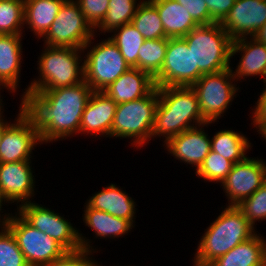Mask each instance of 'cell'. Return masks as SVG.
I'll return each mask as SVG.
<instances>
[{
  "label": "cell",
  "mask_w": 266,
  "mask_h": 266,
  "mask_svg": "<svg viewBox=\"0 0 266 266\" xmlns=\"http://www.w3.org/2000/svg\"><path fill=\"white\" fill-rule=\"evenodd\" d=\"M87 19L95 29L106 16L109 0H75Z\"/></svg>",
  "instance_id": "37"
},
{
  "label": "cell",
  "mask_w": 266,
  "mask_h": 266,
  "mask_svg": "<svg viewBox=\"0 0 266 266\" xmlns=\"http://www.w3.org/2000/svg\"><path fill=\"white\" fill-rule=\"evenodd\" d=\"M266 182V161L262 157H249L233 164L227 177L220 184L228 204L236 206L250 197Z\"/></svg>",
  "instance_id": "13"
},
{
  "label": "cell",
  "mask_w": 266,
  "mask_h": 266,
  "mask_svg": "<svg viewBox=\"0 0 266 266\" xmlns=\"http://www.w3.org/2000/svg\"><path fill=\"white\" fill-rule=\"evenodd\" d=\"M263 83L266 84V71H265V76H264V79H263Z\"/></svg>",
  "instance_id": "48"
},
{
  "label": "cell",
  "mask_w": 266,
  "mask_h": 266,
  "mask_svg": "<svg viewBox=\"0 0 266 266\" xmlns=\"http://www.w3.org/2000/svg\"><path fill=\"white\" fill-rule=\"evenodd\" d=\"M212 124L216 123H205L187 129L170 138L162 147L165 146L167 155L173 156L180 163L190 165L196 171L211 150V137L205 129Z\"/></svg>",
  "instance_id": "16"
},
{
  "label": "cell",
  "mask_w": 266,
  "mask_h": 266,
  "mask_svg": "<svg viewBox=\"0 0 266 266\" xmlns=\"http://www.w3.org/2000/svg\"><path fill=\"white\" fill-rule=\"evenodd\" d=\"M4 111L0 112V142L4 131L13 123L11 120L6 119Z\"/></svg>",
  "instance_id": "42"
},
{
  "label": "cell",
  "mask_w": 266,
  "mask_h": 266,
  "mask_svg": "<svg viewBox=\"0 0 266 266\" xmlns=\"http://www.w3.org/2000/svg\"><path fill=\"white\" fill-rule=\"evenodd\" d=\"M193 53V84L203 75L226 70L233 39L220 23L198 25L183 37Z\"/></svg>",
  "instance_id": "5"
},
{
  "label": "cell",
  "mask_w": 266,
  "mask_h": 266,
  "mask_svg": "<svg viewBox=\"0 0 266 266\" xmlns=\"http://www.w3.org/2000/svg\"><path fill=\"white\" fill-rule=\"evenodd\" d=\"M16 211L34 228L46 233L58 242L67 252L82 249L79 242V228L71 223L64 214L35 200L22 204Z\"/></svg>",
  "instance_id": "11"
},
{
  "label": "cell",
  "mask_w": 266,
  "mask_h": 266,
  "mask_svg": "<svg viewBox=\"0 0 266 266\" xmlns=\"http://www.w3.org/2000/svg\"><path fill=\"white\" fill-rule=\"evenodd\" d=\"M158 95L153 141L159 138L165 144L187 129L207 123L201 116L197 95L191 87H161L158 88Z\"/></svg>",
  "instance_id": "2"
},
{
  "label": "cell",
  "mask_w": 266,
  "mask_h": 266,
  "mask_svg": "<svg viewBox=\"0 0 266 266\" xmlns=\"http://www.w3.org/2000/svg\"><path fill=\"white\" fill-rule=\"evenodd\" d=\"M97 37L95 34L82 48L84 81L93 91H103L130 67L108 36L95 43Z\"/></svg>",
  "instance_id": "7"
},
{
  "label": "cell",
  "mask_w": 266,
  "mask_h": 266,
  "mask_svg": "<svg viewBox=\"0 0 266 266\" xmlns=\"http://www.w3.org/2000/svg\"><path fill=\"white\" fill-rule=\"evenodd\" d=\"M191 88L197 95L201 116L207 123H218L241 92L230 68L203 74Z\"/></svg>",
  "instance_id": "8"
},
{
  "label": "cell",
  "mask_w": 266,
  "mask_h": 266,
  "mask_svg": "<svg viewBox=\"0 0 266 266\" xmlns=\"http://www.w3.org/2000/svg\"><path fill=\"white\" fill-rule=\"evenodd\" d=\"M32 162L0 163V192L8 204H16L15 210L35 198L37 181Z\"/></svg>",
  "instance_id": "15"
},
{
  "label": "cell",
  "mask_w": 266,
  "mask_h": 266,
  "mask_svg": "<svg viewBox=\"0 0 266 266\" xmlns=\"http://www.w3.org/2000/svg\"><path fill=\"white\" fill-rule=\"evenodd\" d=\"M258 231L217 258L212 266H266V238Z\"/></svg>",
  "instance_id": "24"
},
{
  "label": "cell",
  "mask_w": 266,
  "mask_h": 266,
  "mask_svg": "<svg viewBox=\"0 0 266 266\" xmlns=\"http://www.w3.org/2000/svg\"><path fill=\"white\" fill-rule=\"evenodd\" d=\"M66 0H24V36L25 30L31 31L35 39L41 38L50 29L59 9ZM26 27V28H25Z\"/></svg>",
  "instance_id": "25"
},
{
  "label": "cell",
  "mask_w": 266,
  "mask_h": 266,
  "mask_svg": "<svg viewBox=\"0 0 266 266\" xmlns=\"http://www.w3.org/2000/svg\"><path fill=\"white\" fill-rule=\"evenodd\" d=\"M259 137L266 142V130L261 135H259Z\"/></svg>",
  "instance_id": "45"
},
{
  "label": "cell",
  "mask_w": 266,
  "mask_h": 266,
  "mask_svg": "<svg viewBox=\"0 0 266 266\" xmlns=\"http://www.w3.org/2000/svg\"><path fill=\"white\" fill-rule=\"evenodd\" d=\"M261 90L262 92L258 94V99L255 101L248 114L249 118L251 116V127H254L258 135H261L266 130V84Z\"/></svg>",
  "instance_id": "38"
},
{
  "label": "cell",
  "mask_w": 266,
  "mask_h": 266,
  "mask_svg": "<svg viewBox=\"0 0 266 266\" xmlns=\"http://www.w3.org/2000/svg\"><path fill=\"white\" fill-rule=\"evenodd\" d=\"M83 207L84 210L81 220H83V224H85L87 228L89 227V229L93 231L92 233L94 238L89 239V237H86L83 232L78 230L79 242L82 249H86L98 254V252L100 253V250L102 249L98 248L97 246L94 248V239H119L120 237L122 238L127 236L133 231V229H135V227L128 220L117 218L104 211L90 208L86 203H84Z\"/></svg>",
  "instance_id": "17"
},
{
  "label": "cell",
  "mask_w": 266,
  "mask_h": 266,
  "mask_svg": "<svg viewBox=\"0 0 266 266\" xmlns=\"http://www.w3.org/2000/svg\"><path fill=\"white\" fill-rule=\"evenodd\" d=\"M95 35V29L83 15L75 0H66L41 38L43 45L82 49Z\"/></svg>",
  "instance_id": "9"
},
{
  "label": "cell",
  "mask_w": 266,
  "mask_h": 266,
  "mask_svg": "<svg viewBox=\"0 0 266 266\" xmlns=\"http://www.w3.org/2000/svg\"><path fill=\"white\" fill-rule=\"evenodd\" d=\"M253 37L264 44H266V22L265 24L253 35Z\"/></svg>",
  "instance_id": "43"
},
{
  "label": "cell",
  "mask_w": 266,
  "mask_h": 266,
  "mask_svg": "<svg viewBox=\"0 0 266 266\" xmlns=\"http://www.w3.org/2000/svg\"><path fill=\"white\" fill-rule=\"evenodd\" d=\"M24 0H0V35H24Z\"/></svg>",
  "instance_id": "32"
},
{
  "label": "cell",
  "mask_w": 266,
  "mask_h": 266,
  "mask_svg": "<svg viewBox=\"0 0 266 266\" xmlns=\"http://www.w3.org/2000/svg\"><path fill=\"white\" fill-rule=\"evenodd\" d=\"M1 90H2V88L0 87V103H4V101H3V99L5 98V97H3L2 95H1Z\"/></svg>",
  "instance_id": "47"
},
{
  "label": "cell",
  "mask_w": 266,
  "mask_h": 266,
  "mask_svg": "<svg viewBox=\"0 0 266 266\" xmlns=\"http://www.w3.org/2000/svg\"><path fill=\"white\" fill-rule=\"evenodd\" d=\"M167 46L168 38L145 40L138 53V69L154 78L161 71Z\"/></svg>",
  "instance_id": "31"
},
{
  "label": "cell",
  "mask_w": 266,
  "mask_h": 266,
  "mask_svg": "<svg viewBox=\"0 0 266 266\" xmlns=\"http://www.w3.org/2000/svg\"><path fill=\"white\" fill-rule=\"evenodd\" d=\"M24 35H0V87L13 96L19 91Z\"/></svg>",
  "instance_id": "21"
},
{
  "label": "cell",
  "mask_w": 266,
  "mask_h": 266,
  "mask_svg": "<svg viewBox=\"0 0 266 266\" xmlns=\"http://www.w3.org/2000/svg\"><path fill=\"white\" fill-rule=\"evenodd\" d=\"M192 264H193V266H212L211 264H200V263L195 262V261Z\"/></svg>",
  "instance_id": "44"
},
{
  "label": "cell",
  "mask_w": 266,
  "mask_h": 266,
  "mask_svg": "<svg viewBox=\"0 0 266 266\" xmlns=\"http://www.w3.org/2000/svg\"><path fill=\"white\" fill-rule=\"evenodd\" d=\"M212 23H221L229 13L235 0H205Z\"/></svg>",
  "instance_id": "40"
},
{
  "label": "cell",
  "mask_w": 266,
  "mask_h": 266,
  "mask_svg": "<svg viewBox=\"0 0 266 266\" xmlns=\"http://www.w3.org/2000/svg\"><path fill=\"white\" fill-rule=\"evenodd\" d=\"M18 106V114L0 142V163L33 161L34 149L43 145L34 120L25 112L21 101Z\"/></svg>",
  "instance_id": "12"
},
{
  "label": "cell",
  "mask_w": 266,
  "mask_h": 266,
  "mask_svg": "<svg viewBox=\"0 0 266 266\" xmlns=\"http://www.w3.org/2000/svg\"><path fill=\"white\" fill-rule=\"evenodd\" d=\"M13 212L6 227L14 236L29 266L50 263L67 252L53 238L30 225L16 210Z\"/></svg>",
  "instance_id": "10"
},
{
  "label": "cell",
  "mask_w": 266,
  "mask_h": 266,
  "mask_svg": "<svg viewBox=\"0 0 266 266\" xmlns=\"http://www.w3.org/2000/svg\"><path fill=\"white\" fill-rule=\"evenodd\" d=\"M266 22V0H235L220 23L233 39L253 37Z\"/></svg>",
  "instance_id": "18"
},
{
  "label": "cell",
  "mask_w": 266,
  "mask_h": 266,
  "mask_svg": "<svg viewBox=\"0 0 266 266\" xmlns=\"http://www.w3.org/2000/svg\"><path fill=\"white\" fill-rule=\"evenodd\" d=\"M93 90L85 82L27 94L25 112L34 120L43 144L79 136L82 114Z\"/></svg>",
  "instance_id": "1"
},
{
  "label": "cell",
  "mask_w": 266,
  "mask_h": 266,
  "mask_svg": "<svg viewBox=\"0 0 266 266\" xmlns=\"http://www.w3.org/2000/svg\"><path fill=\"white\" fill-rule=\"evenodd\" d=\"M5 103H0V112L2 111H6L5 108H4V105Z\"/></svg>",
  "instance_id": "46"
},
{
  "label": "cell",
  "mask_w": 266,
  "mask_h": 266,
  "mask_svg": "<svg viewBox=\"0 0 266 266\" xmlns=\"http://www.w3.org/2000/svg\"><path fill=\"white\" fill-rule=\"evenodd\" d=\"M98 192L91 194L85 203L93 209L104 211L117 218L128 220L135 227L137 202L116 183L105 185ZM136 215V216H135Z\"/></svg>",
  "instance_id": "22"
},
{
  "label": "cell",
  "mask_w": 266,
  "mask_h": 266,
  "mask_svg": "<svg viewBox=\"0 0 266 266\" xmlns=\"http://www.w3.org/2000/svg\"><path fill=\"white\" fill-rule=\"evenodd\" d=\"M94 254L95 252L86 249L66 252L60 259L41 266H100V262L93 257Z\"/></svg>",
  "instance_id": "36"
},
{
  "label": "cell",
  "mask_w": 266,
  "mask_h": 266,
  "mask_svg": "<svg viewBox=\"0 0 266 266\" xmlns=\"http://www.w3.org/2000/svg\"><path fill=\"white\" fill-rule=\"evenodd\" d=\"M236 207L256 229L259 221L262 223L266 220V182L250 197L243 199Z\"/></svg>",
  "instance_id": "34"
},
{
  "label": "cell",
  "mask_w": 266,
  "mask_h": 266,
  "mask_svg": "<svg viewBox=\"0 0 266 266\" xmlns=\"http://www.w3.org/2000/svg\"><path fill=\"white\" fill-rule=\"evenodd\" d=\"M154 82L157 88L193 85V53L183 38H168L163 66Z\"/></svg>",
  "instance_id": "14"
},
{
  "label": "cell",
  "mask_w": 266,
  "mask_h": 266,
  "mask_svg": "<svg viewBox=\"0 0 266 266\" xmlns=\"http://www.w3.org/2000/svg\"><path fill=\"white\" fill-rule=\"evenodd\" d=\"M220 210L200 236L192 261L211 264L257 232L236 206H221Z\"/></svg>",
  "instance_id": "3"
},
{
  "label": "cell",
  "mask_w": 266,
  "mask_h": 266,
  "mask_svg": "<svg viewBox=\"0 0 266 266\" xmlns=\"http://www.w3.org/2000/svg\"><path fill=\"white\" fill-rule=\"evenodd\" d=\"M143 0H109L106 16L95 28V34L109 35L113 30L131 23L139 5ZM103 34V35H102Z\"/></svg>",
  "instance_id": "28"
},
{
  "label": "cell",
  "mask_w": 266,
  "mask_h": 266,
  "mask_svg": "<svg viewBox=\"0 0 266 266\" xmlns=\"http://www.w3.org/2000/svg\"><path fill=\"white\" fill-rule=\"evenodd\" d=\"M239 56V62L236 67L230 63V70L235 78L237 84L247 81L257 76L264 79L266 71V44L257 41L254 37H242L233 40L231 48V59ZM234 66V67H233ZM235 69V70H234ZM250 78V79H249Z\"/></svg>",
  "instance_id": "19"
},
{
  "label": "cell",
  "mask_w": 266,
  "mask_h": 266,
  "mask_svg": "<svg viewBox=\"0 0 266 266\" xmlns=\"http://www.w3.org/2000/svg\"><path fill=\"white\" fill-rule=\"evenodd\" d=\"M198 25L211 24V15L205 0H176Z\"/></svg>",
  "instance_id": "39"
},
{
  "label": "cell",
  "mask_w": 266,
  "mask_h": 266,
  "mask_svg": "<svg viewBox=\"0 0 266 266\" xmlns=\"http://www.w3.org/2000/svg\"><path fill=\"white\" fill-rule=\"evenodd\" d=\"M7 203L8 202L5 200V198L3 197V195L0 192V229L6 227V225L8 224V222L10 220V217L12 215V212L10 213L9 210L4 209V206L6 207V205L7 206L9 205ZM6 211H8V212H6Z\"/></svg>",
  "instance_id": "41"
},
{
  "label": "cell",
  "mask_w": 266,
  "mask_h": 266,
  "mask_svg": "<svg viewBox=\"0 0 266 266\" xmlns=\"http://www.w3.org/2000/svg\"><path fill=\"white\" fill-rule=\"evenodd\" d=\"M158 103V88L155 87L140 99L117 104L110 139H129L131 148L137 151L149 145Z\"/></svg>",
  "instance_id": "6"
},
{
  "label": "cell",
  "mask_w": 266,
  "mask_h": 266,
  "mask_svg": "<svg viewBox=\"0 0 266 266\" xmlns=\"http://www.w3.org/2000/svg\"><path fill=\"white\" fill-rule=\"evenodd\" d=\"M249 139L242 131L222 128L211 136V150L235 164L248 156L253 147Z\"/></svg>",
  "instance_id": "27"
},
{
  "label": "cell",
  "mask_w": 266,
  "mask_h": 266,
  "mask_svg": "<svg viewBox=\"0 0 266 266\" xmlns=\"http://www.w3.org/2000/svg\"><path fill=\"white\" fill-rule=\"evenodd\" d=\"M233 167V163L220 154L210 150L208 156L203 160L195 175L205 183L220 185L227 177Z\"/></svg>",
  "instance_id": "33"
},
{
  "label": "cell",
  "mask_w": 266,
  "mask_h": 266,
  "mask_svg": "<svg viewBox=\"0 0 266 266\" xmlns=\"http://www.w3.org/2000/svg\"><path fill=\"white\" fill-rule=\"evenodd\" d=\"M117 103L103 91H93L82 114L79 135L110 139Z\"/></svg>",
  "instance_id": "20"
},
{
  "label": "cell",
  "mask_w": 266,
  "mask_h": 266,
  "mask_svg": "<svg viewBox=\"0 0 266 266\" xmlns=\"http://www.w3.org/2000/svg\"><path fill=\"white\" fill-rule=\"evenodd\" d=\"M0 266H29L7 227L0 229Z\"/></svg>",
  "instance_id": "35"
},
{
  "label": "cell",
  "mask_w": 266,
  "mask_h": 266,
  "mask_svg": "<svg viewBox=\"0 0 266 266\" xmlns=\"http://www.w3.org/2000/svg\"><path fill=\"white\" fill-rule=\"evenodd\" d=\"M158 10L166 38H183L198 26L176 0H149Z\"/></svg>",
  "instance_id": "26"
},
{
  "label": "cell",
  "mask_w": 266,
  "mask_h": 266,
  "mask_svg": "<svg viewBox=\"0 0 266 266\" xmlns=\"http://www.w3.org/2000/svg\"><path fill=\"white\" fill-rule=\"evenodd\" d=\"M131 23L145 40L166 38L159 12L149 0L139 5Z\"/></svg>",
  "instance_id": "30"
},
{
  "label": "cell",
  "mask_w": 266,
  "mask_h": 266,
  "mask_svg": "<svg viewBox=\"0 0 266 266\" xmlns=\"http://www.w3.org/2000/svg\"><path fill=\"white\" fill-rule=\"evenodd\" d=\"M36 61L38 75L31 79L21 93L22 100L27 94L40 90H51L73 86L84 81V56L82 49L51 47L43 45ZM21 97V98H20Z\"/></svg>",
  "instance_id": "4"
},
{
  "label": "cell",
  "mask_w": 266,
  "mask_h": 266,
  "mask_svg": "<svg viewBox=\"0 0 266 266\" xmlns=\"http://www.w3.org/2000/svg\"><path fill=\"white\" fill-rule=\"evenodd\" d=\"M108 36L118 47L129 67L138 68V53L145 39L132 23L120 26Z\"/></svg>",
  "instance_id": "29"
},
{
  "label": "cell",
  "mask_w": 266,
  "mask_h": 266,
  "mask_svg": "<svg viewBox=\"0 0 266 266\" xmlns=\"http://www.w3.org/2000/svg\"><path fill=\"white\" fill-rule=\"evenodd\" d=\"M154 78L138 68H129L103 92L117 104L140 99L155 88Z\"/></svg>",
  "instance_id": "23"
}]
</instances>
